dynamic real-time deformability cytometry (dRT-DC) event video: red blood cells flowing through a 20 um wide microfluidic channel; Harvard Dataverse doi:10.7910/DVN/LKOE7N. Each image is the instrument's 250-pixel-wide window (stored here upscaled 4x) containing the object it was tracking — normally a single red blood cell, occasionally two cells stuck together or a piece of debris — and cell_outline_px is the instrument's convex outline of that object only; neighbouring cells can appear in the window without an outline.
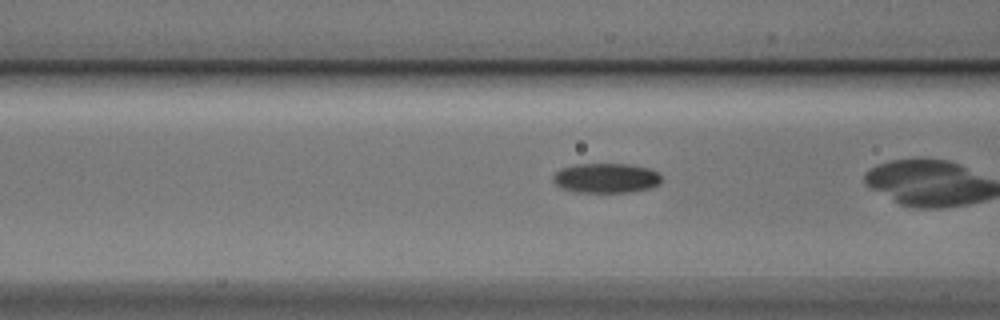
{"species": "Egyptian fruit bat (a non-hibernating species)", "species_latin": "Rousettus aegyptiacus", "temperature_condition": "cold", "stored_images_in_passage": 34, "camera_frame_rate_fps": 3000, "um_per_image_px": 0.085, "animal": {"sex": "male"}, "frame": {"image": 1, "passage_image": 20, "time_ms": 6.333, "image_size_px": [1000, 320], "cell_outline_px": [[660, 184], [652, 188], [632, 192], [576, 192], [560, 188], [552, 180], [552, 176], [560, 168], [576, 164], [628, 164], [648, 168], [656, 172], [660, 176]], "centroid_in_image_um": [51.49, 15.14], "position_along_channel_um": 115.1, "area_um2": 18.9}}